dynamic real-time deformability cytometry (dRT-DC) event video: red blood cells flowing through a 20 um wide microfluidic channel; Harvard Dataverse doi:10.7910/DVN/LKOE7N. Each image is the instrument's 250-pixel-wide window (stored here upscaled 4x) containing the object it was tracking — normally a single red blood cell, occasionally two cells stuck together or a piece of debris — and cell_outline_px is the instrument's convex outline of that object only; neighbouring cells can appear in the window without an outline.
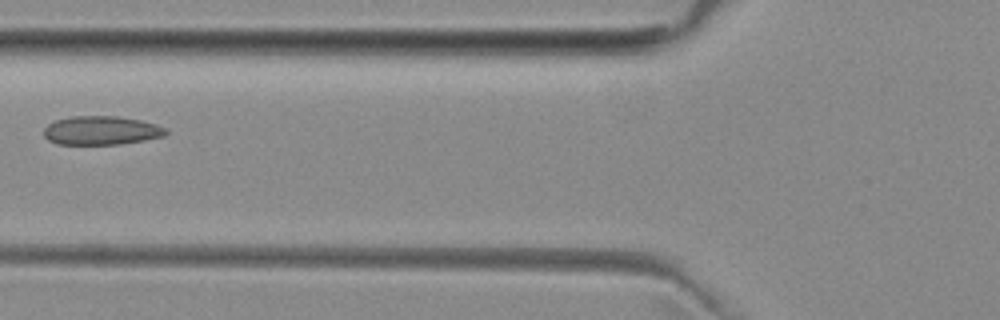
{"species": "common noctule bat (a hibernating species)", "species_latin": "Nyctalus noctula", "temperature_condition": "room temperature", "stored_images_in_passage": 2, "camera_frame_rate_fps": 3000, "um_per_image_px": 0.085, "animal": {"sex": "female", "body_mass_g": 29.2, "forearm_length_mm": 56.3}, "frame": {"image": 1, "passage_image": 2, "time_ms": 1.0, "image_size_px": [1000, 320], "cell_outline_px": [[168, 132], [164, 136], [144, 140], [120, 144], [56, 144], [48, 140], [44, 136], [44, 128], [48, 124], [56, 120], [72, 116], [116, 116], [140, 120], [156, 124], [168, 128]], "centroid_in_image_um": [8.62, 11.09], "position_along_channel_um": 117.2, "area_um2": 20.52}}